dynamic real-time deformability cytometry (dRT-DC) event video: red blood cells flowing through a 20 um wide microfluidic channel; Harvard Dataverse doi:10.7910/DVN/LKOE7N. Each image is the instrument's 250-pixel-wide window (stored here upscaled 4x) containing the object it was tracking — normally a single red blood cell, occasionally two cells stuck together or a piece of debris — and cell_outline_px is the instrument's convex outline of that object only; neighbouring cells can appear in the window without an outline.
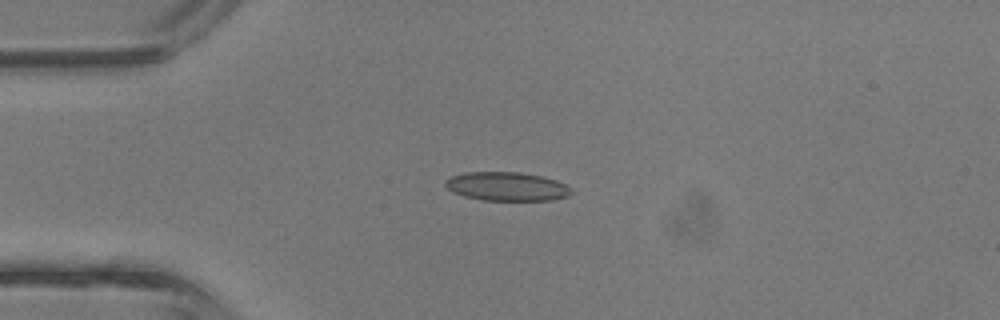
{"species": "common noctule bat (a hibernating species)", "species_latin": "Nyctalus noctula", "temperature_condition": "room temperature", "stored_images_in_passage": 1, "camera_frame_rate_fps": 3000, "um_per_image_px": 0.085, "animal": {"sex": "male", "body_mass_g": 13.3}, "frame": {"image": 1, "passage_image": 1, "time_ms": 0.0, "image_size_px": [1000, 320], "cell_outline_px": [[572, 192], [568, 196], [552, 200], [484, 200], [464, 196], [452, 192], [444, 184], [444, 180], [452, 176], [464, 172], [520, 172], [540, 176], [556, 180], [572, 188]], "centroid_in_image_um": [43.06, 15.84], "position_along_channel_um": 41.9, "area_um2": 21.1}}